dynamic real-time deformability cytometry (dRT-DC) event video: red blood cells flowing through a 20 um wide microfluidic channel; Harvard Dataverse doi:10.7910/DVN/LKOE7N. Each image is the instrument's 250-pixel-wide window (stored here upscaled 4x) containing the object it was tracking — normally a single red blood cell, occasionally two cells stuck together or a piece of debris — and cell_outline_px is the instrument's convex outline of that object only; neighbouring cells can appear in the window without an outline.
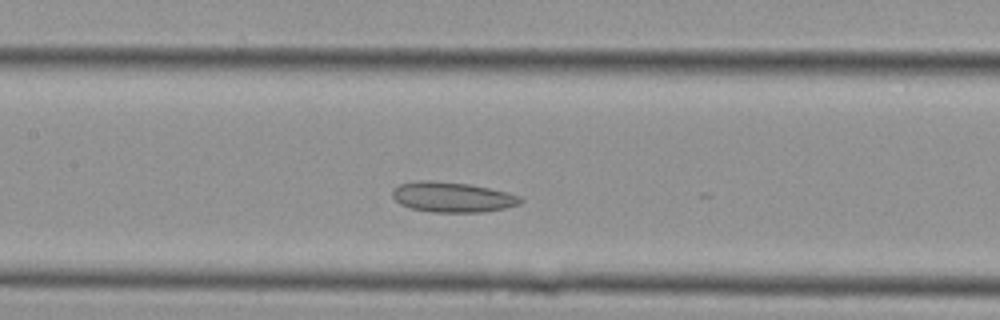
{"species": "Egyptian fruit bat (a non-hibernating species)", "species_latin": "Rousettus aegyptiacus", "temperature_condition": "cold", "stored_images_in_passage": 15, "camera_frame_rate_fps": 3000, "um_per_image_px": 0.085, "animal": {"sex": "female"}, "frame": {"image": 1, "passage_image": 9, "time_ms": 2.667, "image_size_px": [1000, 320], "cell_outline_px": [[524, 200], [520, 204], [504, 208], [480, 212], [432, 212], [412, 208], [400, 204], [392, 196], [392, 188], [400, 184], [416, 180], [432, 180], [468, 184], [508, 192], [524, 196]], "centroid_in_image_um": [38.46, 16.74], "position_along_channel_um": 168.9, "area_um2": 22.66}}
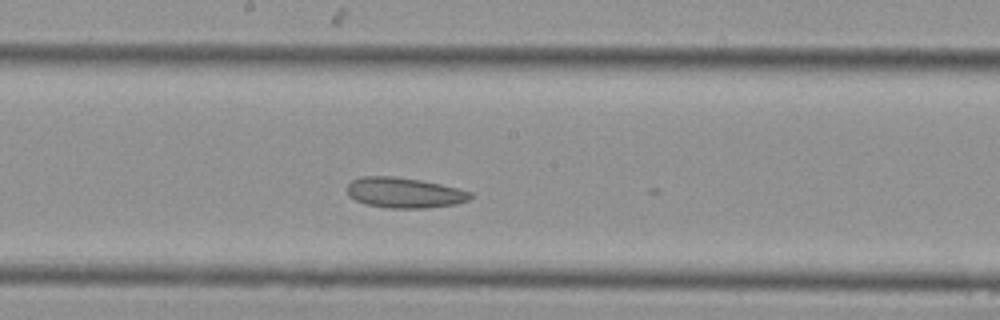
{"frame": {"image": 2, "passage_image": 11, "time_ms": 3.333, "image_size_px": [1000, 320], "cell_outline_px": [[472, 196], [468, 200], [456, 204], [424, 208], [388, 208], [364, 204], [348, 196], [348, 184], [352, 180], [364, 176], [392, 176], [420, 180], [440, 184], [472, 192]], "centroid_in_image_um": [34.35, 16.38], "position_along_channel_um": 213.9, "area_um2": 21.73}}
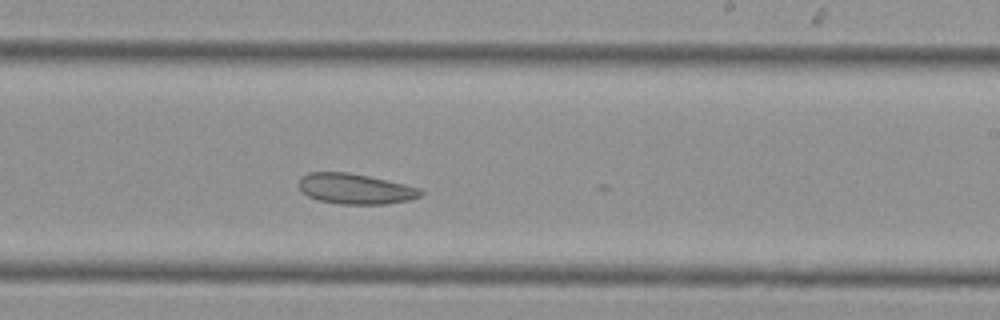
{"frame": {"image": 3, "passage_image": 13, "time_ms": 4.0, "image_size_px": [1000, 320], "cell_outline_px": [[424, 192], [420, 196], [408, 200], [384, 204], [340, 204], [320, 200], [308, 196], [300, 192], [300, 176], [308, 172], [348, 172], [368, 176], [420, 188]], "centroid_in_image_um": [30.16, 16.05], "position_along_channel_um": 258.8, "area_um2": 21.44}}